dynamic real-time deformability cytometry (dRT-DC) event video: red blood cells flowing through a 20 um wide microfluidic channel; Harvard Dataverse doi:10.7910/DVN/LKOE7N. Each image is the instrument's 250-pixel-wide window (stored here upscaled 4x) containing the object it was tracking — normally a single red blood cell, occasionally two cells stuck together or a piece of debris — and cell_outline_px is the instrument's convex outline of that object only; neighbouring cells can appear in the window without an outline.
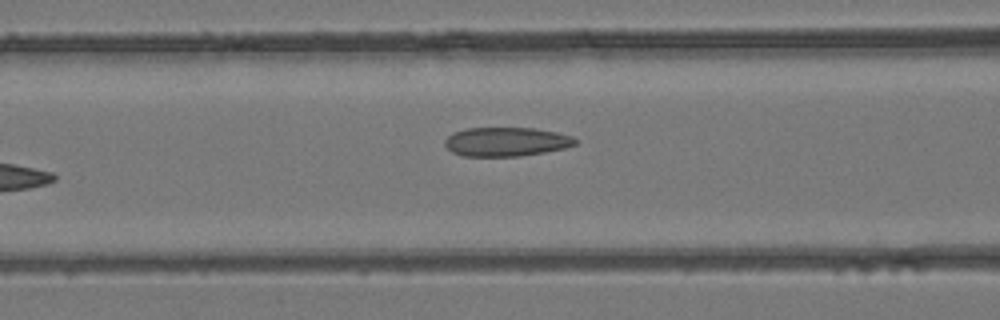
{"species": "common noctule bat (a hibernating species)", "species_latin": "Nyctalus noctula", "temperature_condition": "room temperature", "stored_images_in_passage": 5, "camera_frame_rate_fps": 3000, "um_per_image_px": 0.085, "animal": {"sex": "female", "body_mass_g": 24.6, "forearm_length_mm": 56.2}, "frame": {"image": 1, "passage_image": 5, "time_ms": 1.333, "image_size_px": [1000, 320], "cell_outline_px": [[576, 144], [564, 148], [544, 152], [520, 156], [464, 156], [452, 152], [444, 144], [444, 140], [452, 132], [464, 128], [536, 128], [556, 132], [572, 136], [576, 140]], "centroid_in_image_um": [43.0, 12.04], "position_along_channel_um": 123.6, "area_um2": 22.08}}